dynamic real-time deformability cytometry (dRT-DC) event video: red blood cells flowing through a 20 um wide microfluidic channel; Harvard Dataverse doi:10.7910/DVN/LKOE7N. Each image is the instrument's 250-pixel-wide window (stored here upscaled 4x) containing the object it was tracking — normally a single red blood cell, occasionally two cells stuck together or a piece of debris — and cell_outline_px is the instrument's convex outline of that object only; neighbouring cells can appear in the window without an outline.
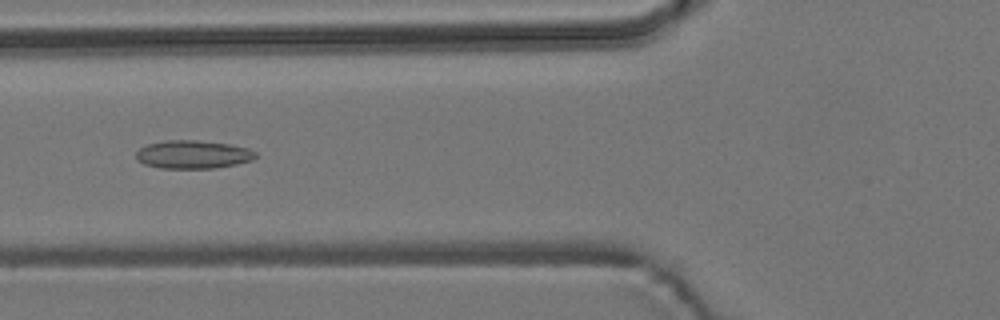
{"species": "common noctule bat (a hibernating species)", "species_latin": "Nyctalus noctula", "temperature_condition": "room temperature", "stored_images_in_passage": 10, "camera_frame_rate_fps": 3000, "um_per_image_px": 0.085, "animal": {"sex": "male", "body_mass_g": 19.2, "forearm_length_mm": 51.8}, "frame": {"image": 1, "passage_image": 5, "time_ms": 1.333, "image_size_px": [1000, 320], "cell_outline_px": [[256, 156], [252, 160], [236, 164], [216, 168], [160, 168], [144, 164], [136, 156], [136, 152], [140, 148], [148, 144], [164, 140], [196, 140], [228, 144], [248, 148], [256, 152]], "centroid_in_image_um": [16.41, 13.13], "position_along_channel_um": 109.4, "area_um2": 19.54}}